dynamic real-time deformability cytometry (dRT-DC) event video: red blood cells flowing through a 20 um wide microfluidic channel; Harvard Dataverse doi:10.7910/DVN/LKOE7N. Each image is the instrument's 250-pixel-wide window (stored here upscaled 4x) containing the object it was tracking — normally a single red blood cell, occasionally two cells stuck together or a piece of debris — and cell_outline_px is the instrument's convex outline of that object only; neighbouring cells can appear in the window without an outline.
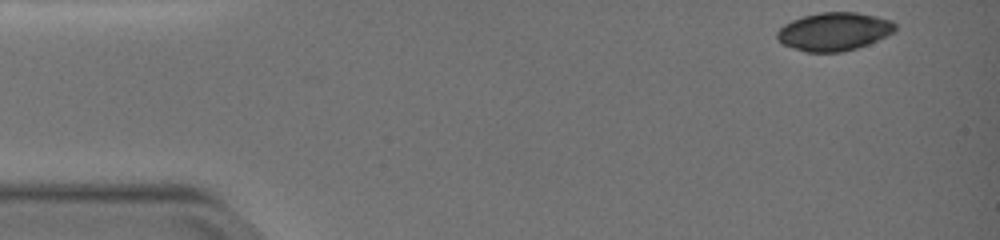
{"species": "common noctule bat (a hibernating species)", "species_latin": "Nyctalus noctula", "temperature_condition": "warm", "stored_images_in_passage": 44, "camera_frame_rate_fps": 3000, "um_per_image_px": 0.085, "animal": {"sex": "female", "body_mass_g": 19.0, "forearm_length_mm": 51.5}, "frame": {"image": 1, "passage_image": 1, "time_ms": 0.0, "image_size_px": [1000, 240], "cell_outline_px": [[896, 32], [868, 44], [844, 52], [804, 52], [792, 48], [776, 40], [776, 32], [784, 24], [792, 20], [804, 16], [820, 12], [856, 12], [876, 16], [892, 20], [896, 24]], "centroid_in_image_um": [70.9, 2.68], "position_along_channel_um": 14.1, "area_um2": 26.53}}
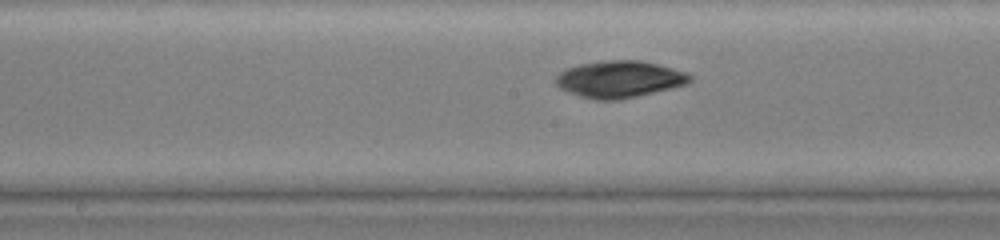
{"frame": {"image": 2, "passage_image": 24, "time_ms": 7.667, "image_size_px": [1000, 240], "cell_outline_px": [[692, 80], [688, 84], [672, 88], [620, 100], [596, 100], [580, 96], [568, 92], [560, 88], [556, 84], [556, 76], [564, 68], [580, 64], [604, 60], [640, 60], [688, 72], [692, 76]], "centroid_in_image_um": [52.66, 6.73], "position_along_channel_um": 195.5, "area_um2": 28.96}}
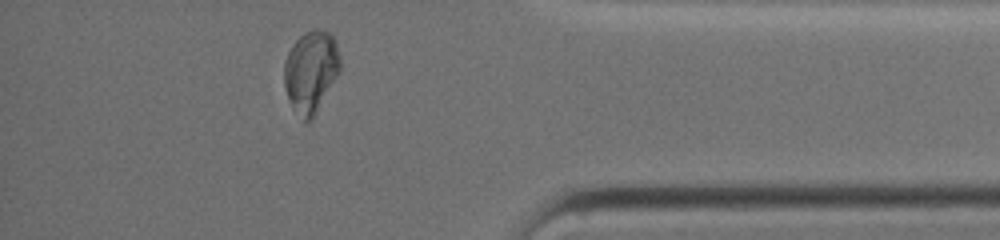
{"frame": {"image": 3, "passage_image": 42, "time_ms": 13.667, "image_size_px": [1000, 240], "cell_outline_px": [[340, 72], [312, 120], [304, 120], [292, 108], [288, 100], [284, 88], [284, 60], [292, 44], [304, 32], [316, 28], [328, 32], [336, 40], [340, 56]], "centroid_in_image_um": [26.42, 6.06], "position_along_channel_um": 408.8, "area_um2": 26.99}, "authors_computed_cell_mechanics": {"area_um2": 27.2527, "velocity_mm_per_s": 3.7877, "shape_relaxation_time_tau1_ms": null, "shape_relaxation_time_tau2_ms": 2.9729, "deformation_change_tau1": null, "deformation_change_tau2": 0.0188}}